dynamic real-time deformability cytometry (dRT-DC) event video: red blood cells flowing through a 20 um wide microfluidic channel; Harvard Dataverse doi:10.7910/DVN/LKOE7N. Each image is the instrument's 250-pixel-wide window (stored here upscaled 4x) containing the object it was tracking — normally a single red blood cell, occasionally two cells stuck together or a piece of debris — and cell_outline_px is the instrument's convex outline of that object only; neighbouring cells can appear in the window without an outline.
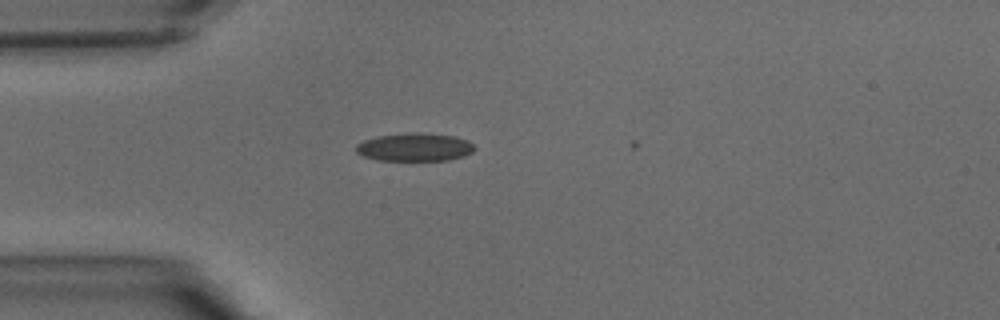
{"species": "common noctule bat (a hibernating species)", "species_latin": "Nyctalus noctula", "temperature_condition": "warm", "stored_images_in_passage": 2, "camera_frame_rate_fps": 3000, "um_per_image_px": 0.085, "animal": {"sex": "male", "body_mass_g": 15.6}, "frame": {"image": 1, "passage_image": 1, "time_ms": 0.0, "image_size_px": [1000, 320], "cell_outline_px": [[476, 148], [472, 152], [464, 156], [448, 160], [376, 160], [364, 156], [356, 152], [356, 144], [364, 140], [376, 136], [408, 132], [424, 132], [456, 136], [468, 140]], "centroid_in_image_um": [35.26, 12.49], "position_along_channel_um": 49.7, "area_um2": 19.65}}